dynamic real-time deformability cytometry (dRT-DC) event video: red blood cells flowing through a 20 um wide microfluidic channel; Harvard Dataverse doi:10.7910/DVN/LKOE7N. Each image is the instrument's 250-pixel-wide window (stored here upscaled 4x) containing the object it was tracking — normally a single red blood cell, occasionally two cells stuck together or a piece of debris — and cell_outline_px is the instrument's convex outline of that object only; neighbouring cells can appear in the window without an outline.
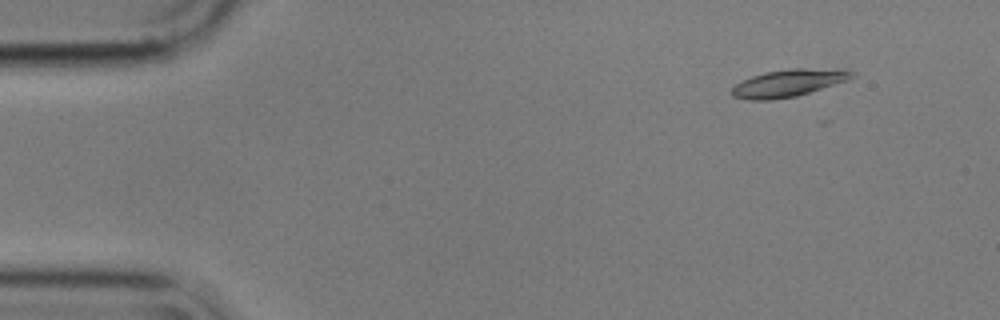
{"species": "common noctule bat (a hibernating species)", "species_latin": "Nyctalus noctula", "temperature_condition": "cold", "stored_images_in_passage": 6, "camera_frame_rate_fps": 3000, "um_per_image_px": 0.085, "animal": {"sex": "male", "body_mass_g": 17.9}, "frame": {"image": 1, "passage_image": 2, "time_ms": 0.333, "image_size_px": [1000, 320], "cell_outline_px": [[856, 76], [848, 80], [796, 96], [772, 100], [748, 100], [732, 96], [732, 88], [736, 84], [752, 76], [764, 72], [792, 68], [804, 68], [856, 72]], "centroid_in_image_um": [66.97, 7.07], "position_along_channel_um": 18.0, "area_um2": 18.73}}
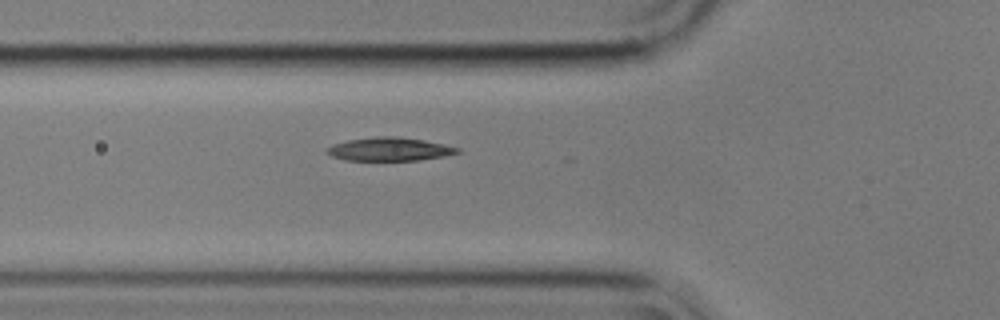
{"frame": {"image": 2, "passage_image": 6, "time_ms": 1.667, "image_size_px": [1000, 320], "cell_outline_px": [[460, 152], [444, 156], [420, 160], [344, 160], [332, 156], [324, 152], [324, 148], [332, 144], [348, 140], [376, 136], [396, 136], [424, 140], [444, 144], [460, 148]], "centroid_in_image_um": [33.06, 12.67], "position_along_channel_um": 92.7, "area_um2": 17.92}}